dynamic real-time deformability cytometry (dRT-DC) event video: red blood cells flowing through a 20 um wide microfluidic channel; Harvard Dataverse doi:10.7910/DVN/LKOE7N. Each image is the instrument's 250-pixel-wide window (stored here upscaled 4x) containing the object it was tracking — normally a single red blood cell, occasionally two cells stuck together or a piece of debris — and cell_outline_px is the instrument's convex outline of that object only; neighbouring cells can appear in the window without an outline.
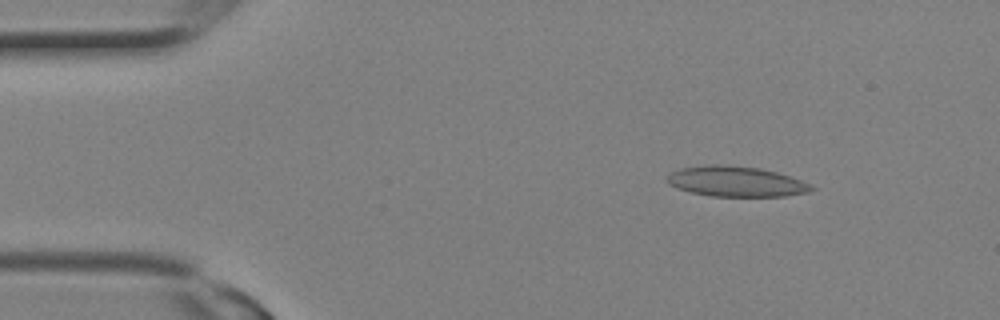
{"species": "Egyptian fruit bat (a non-hibernating species)", "species_latin": "Rousettus aegyptiacus", "temperature_condition": "room temperature", "stored_images_in_passage": 3, "camera_frame_rate_fps": 3000, "um_per_image_px": 0.085, "animal": {"sex": "female"}, "frame": {"image": 1, "passage_image": 2, "time_ms": 0.333, "image_size_px": [1000, 320], "cell_outline_px": [[816, 188], [808, 192], [788, 196], [712, 196], [692, 192], [676, 188], [668, 184], [664, 180], [664, 176], [680, 168], [708, 164], [720, 164], [760, 168], [776, 172], [812, 184]], "centroid_in_image_um": [62.52, 15.42], "position_along_channel_um": 22.5, "area_um2": 25.66}}
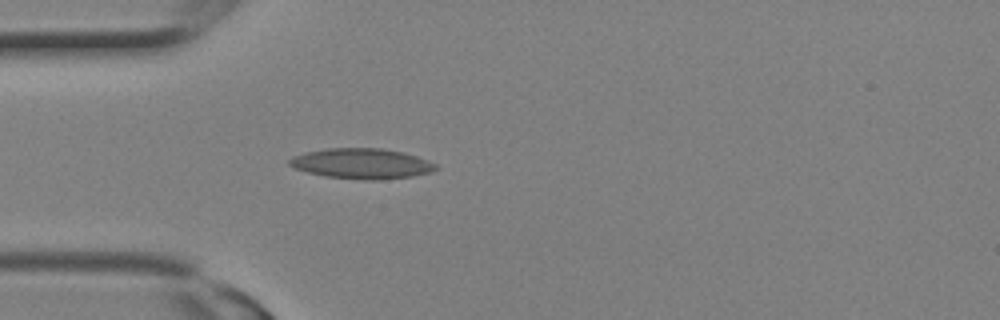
{"frame": {"image": 2, "passage_image": 3, "time_ms": 0.667, "image_size_px": [1000, 320], "cell_outline_px": [[440, 168], [432, 172], [412, 176], [380, 180], [364, 180], [324, 176], [308, 172], [296, 168], [288, 164], [288, 160], [292, 156], [304, 152], [328, 148], [380, 148], [404, 152], [428, 160], [436, 164]], "centroid_in_image_um": [30.76, 13.9], "position_along_channel_um": 54.2, "area_um2": 26.07}}